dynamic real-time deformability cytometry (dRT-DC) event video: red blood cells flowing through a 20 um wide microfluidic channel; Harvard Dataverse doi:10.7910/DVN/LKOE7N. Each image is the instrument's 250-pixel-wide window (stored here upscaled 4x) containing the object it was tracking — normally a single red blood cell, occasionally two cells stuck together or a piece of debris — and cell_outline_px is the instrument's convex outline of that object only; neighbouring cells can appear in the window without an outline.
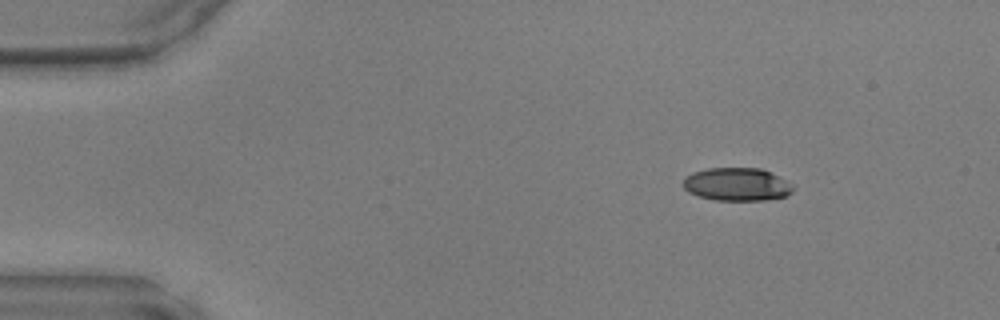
{"species": "common noctule bat (a hibernating species)", "species_latin": "Nyctalus noctula", "temperature_condition": "warm", "stored_images_in_passage": 42, "camera_frame_rate_fps": 3000, "um_per_image_px": 0.085, "animal": {"sex": "male", "body_mass_g": 17.9, "forearm_length_mm": 54.2}, "frame": {"image": 1, "passage_image": 1, "time_ms": 0.0, "image_size_px": [1000, 320], "cell_outline_px": [[796, 188], [792, 192], [784, 196], [764, 200], [716, 200], [700, 196], [688, 192], [680, 184], [684, 176], [692, 172], [708, 168], [760, 168], [792, 184]], "centroid_in_image_um": [62.57, 15.66], "position_along_channel_um": 22.4, "area_um2": 21.15}}
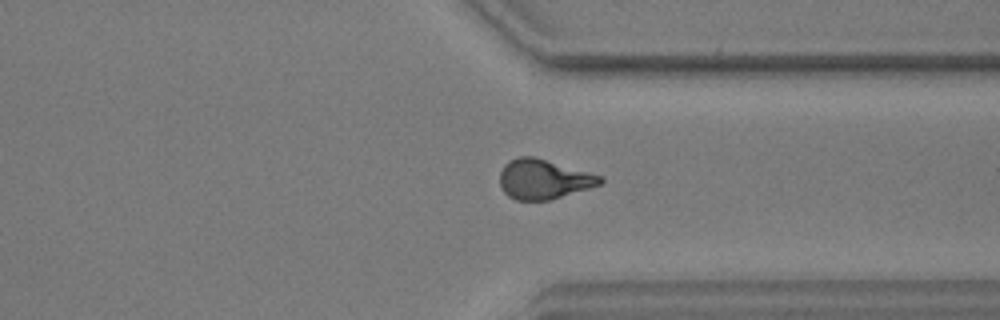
{"frame": {"image": 2, "passage_image": 31, "time_ms": 10.0, "image_size_px": [1000, 320], "cell_outline_px": [[604, 180], [600, 184], [588, 188], [548, 200], [516, 200], [508, 196], [500, 188], [500, 172], [504, 164], [508, 160], [520, 156], [532, 156], [604, 176]], "centroid_in_image_um": [46.17, 15.22], "position_along_channel_um": 365.2, "area_um2": 23.12}}
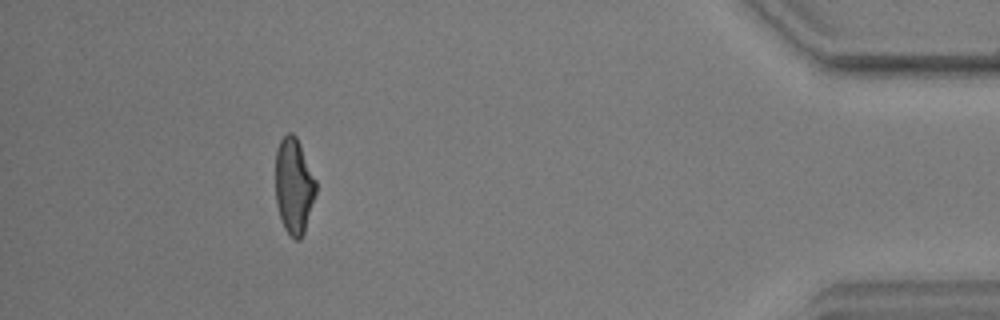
{"frame": {"image": 3, "passage_image": 38, "time_ms": 12.333, "image_size_px": [1000, 320], "cell_outline_px": [[316, 192], [304, 232], [300, 240], [296, 240], [284, 228], [280, 220], [276, 204], [276, 148], [280, 140], [288, 132], [292, 132], [296, 136], [300, 144], [316, 180]], "centroid_in_image_um": [24.97, 15.79], "position_along_channel_um": 410.2, "area_um2": 22.54}}